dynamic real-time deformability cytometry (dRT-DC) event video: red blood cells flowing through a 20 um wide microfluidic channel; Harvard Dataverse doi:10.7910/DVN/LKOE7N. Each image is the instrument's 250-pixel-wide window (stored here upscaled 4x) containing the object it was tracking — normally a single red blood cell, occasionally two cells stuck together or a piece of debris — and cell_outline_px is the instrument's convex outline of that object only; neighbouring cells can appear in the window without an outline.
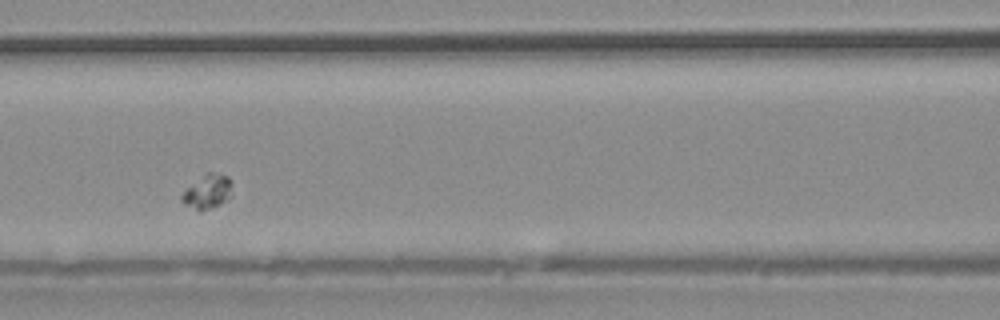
{"species": "common noctule bat (a hibernating species)", "species_latin": "Nyctalus noctula", "temperature_condition": "warm", "stored_images_in_passage": 32, "camera_frame_rate_fps": 3000, "um_per_image_px": 0.085, "animal": {"sex": "male", "body_mass_g": 20.4}, "frame": {"image": 1, "passage_image": 8, "time_ms": 2.333, "image_size_px": [1000, 320], "cell_outline_px": [[232, 196], [228, 200], [212, 208], [200, 212], [184, 204], [180, 200], [180, 196], [188, 188], [208, 172], [212, 172], [228, 176], [232, 180]], "centroid_in_image_um": [17.69, 16.32], "position_along_channel_um": 148.9, "area_um2": 10.06}}
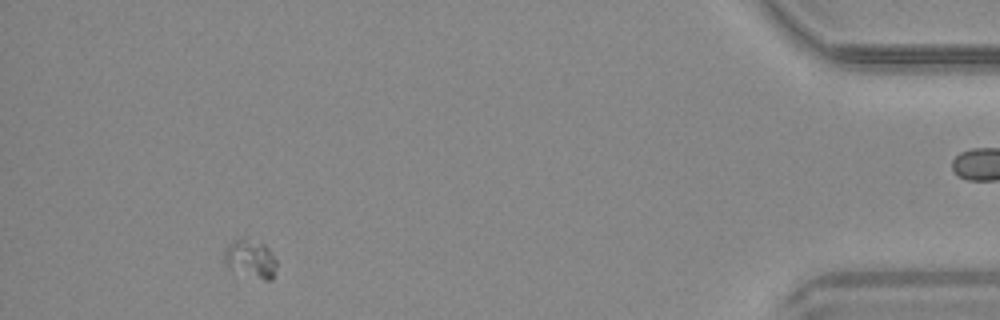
{"frame": {"image": 2, "passage_image": 28, "time_ms": 9.0, "image_size_px": [1000, 320], "cell_outline_px": [[276, 264], [272, 280], [264, 280], [228, 268], [224, 264], [224, 248], [232, 240], [244, 236], [264, 244], [268, 248], [276, 260]], "centroid_in_image_um": [21.25, 21.95], "position_along_channel_um": 413.9, "area_um2": 11.79}}